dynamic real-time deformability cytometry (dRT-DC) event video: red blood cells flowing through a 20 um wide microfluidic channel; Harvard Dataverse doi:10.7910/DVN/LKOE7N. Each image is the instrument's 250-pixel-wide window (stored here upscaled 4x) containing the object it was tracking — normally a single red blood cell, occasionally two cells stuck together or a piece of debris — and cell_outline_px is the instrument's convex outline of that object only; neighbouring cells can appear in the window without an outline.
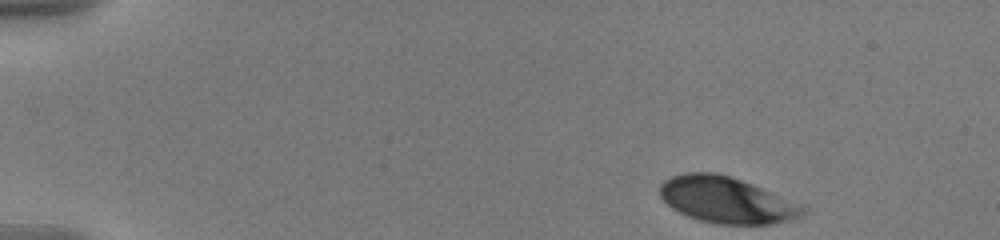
{"species": "human", "species_latin": "Homo sapiens", "temperature_condition": "warm", "stored_images_in_passage": 40, "camera_frame_rate_fps": 3000, "um_per_image_px": 0.085, "donor": {"sex": "male"}, "frame": {"image": 1, "passage_image": 1, "time_ms": 0.0, "image_size_px": [1000, 240], "cell_outline_px": [[808, 212], [800, 216], [788, 220], [768, 224], [716, 224], [700, 220], [688, 216], [672, 208], [660, 196], [660, 184], [664, 180], [672, 176], [684, 172], [716, 172], [752, 184], [804, 204], [808, 208]], "centroid_in_image_um": [61.79, 17.0], "position_along_channel_um": 23.2, "area_um2": 38.55}}
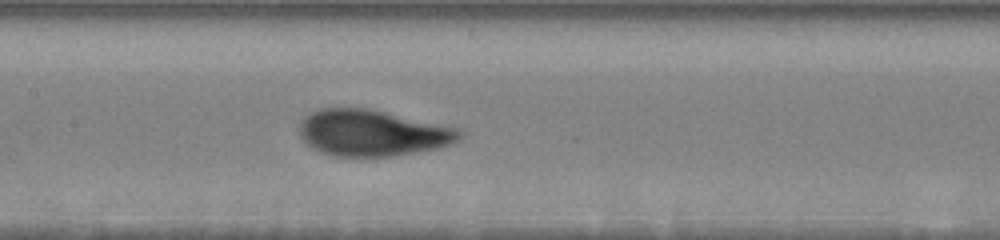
{"frame": {"image": 2, "passage_image": 18, "time_ms": 7.333, "image_size_px": [1000, 240], "cell_outline_px": [[464, 132], [452, 144], [440, 148], [392, 156], [332, 156], [320, 152], [312, 148], [300, 136], [300, 120], [308, 112], [320, 108], [372, 108], [460, 128]], "centroid_in_image_um": [31.65, 11.28], "position_along_channel_um": 175.7, "area_um2": 43.7}}
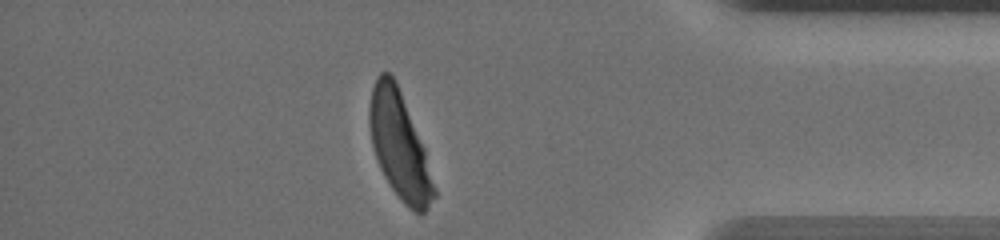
{"frame": {"image": 3, "passage_image": 34, "time_ms": 14.333, "image_size_px": [1000, 240], "cell_outline_px": [[436, 196], [428, 208], [424, 212], [416, 212], [408, 208], [404, 204], [392, 188], [384, 176], [380, 168], [372, 144], [368, 124], [368, 108], [372, 88], [376, 76], [380, 72], [388, 72], [396, 80], [424, 148], [436, 192]], "centroid_in_image_um": [33.93, 12.34], "position_along_channel_um": 401.3, "area_um2": 39.77}, "authors_computed_cell_mechanics": {"area_um2": 40.8357, "velocity_mm_per_s": 3.5674, "shape_relaxation_time_tau1_ms": 3.0545, "shape_relaxation_time_tau2_ms": null, "deformation_change_tau1": 0.1792, "deformation_change_tau2": null}}